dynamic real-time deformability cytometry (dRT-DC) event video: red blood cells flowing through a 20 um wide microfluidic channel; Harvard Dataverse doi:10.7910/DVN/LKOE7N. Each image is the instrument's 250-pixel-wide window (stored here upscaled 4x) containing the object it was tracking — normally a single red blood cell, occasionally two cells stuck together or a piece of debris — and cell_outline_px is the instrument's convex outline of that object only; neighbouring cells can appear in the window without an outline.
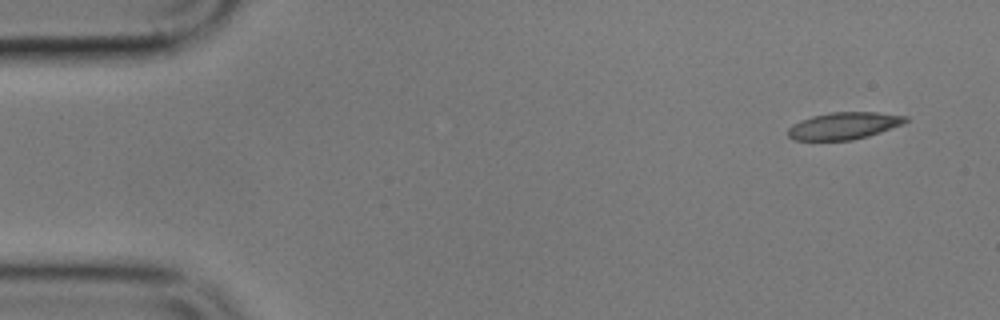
{"species": "common noctule bat (a hibernating species)", "species_latin": "Nyctalus noctula", "temperature_condition": "cold", "stored_images_in_passage": 5, "camera_frame_rate_fps": 3000, "um_per_image_px": 0.085, "animal": {"sex": "male", "body_mass_g": 17.9}, "frame": {"image": 1, "passage_image": 1, "time_ms": 0.0, "image_size_px": [1000, 320], "cell_outline_px": [[908, 120], [904, 124], [868, 136], [852, 140], [792, 140], [788, 136], [788, 128], [792, 124], [800, 120], [812, 116], [832, 112], [876, 112], [908, 116]], "centroid_in_image_um": [71.73, 10.69], "position_along_channel_um": 13.3, "area_um2": 18.61}}
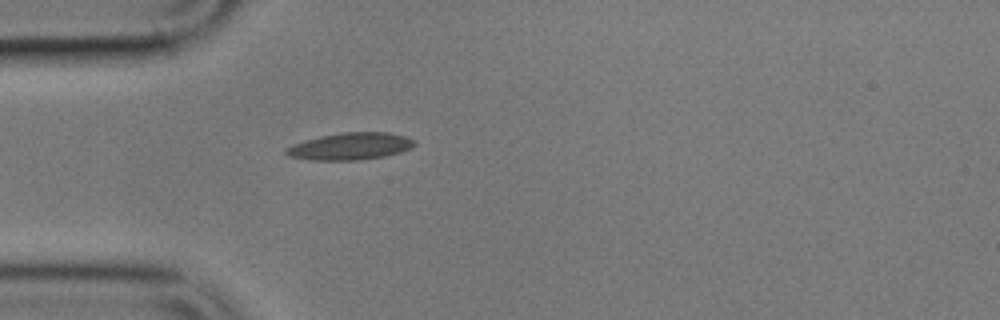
{"frame": {"image": 2, "passage_image": 5, "time_ms": 4.333, "image_size_px": [1000, 320], "cell_outline_px": [[416, 144], [412, 148], [400, 152], [384, 156], [356, 160], [312, 160], [288, 156], [284, 152], [284, 148], [292, 144], [320, 136], [340, 132], [388, 132], [408, 136], [416, 140]], "centroid_in_image_um": [29.8, 12.42], "position_along_channel_um": 55.2, "area_um2": 20.46}}